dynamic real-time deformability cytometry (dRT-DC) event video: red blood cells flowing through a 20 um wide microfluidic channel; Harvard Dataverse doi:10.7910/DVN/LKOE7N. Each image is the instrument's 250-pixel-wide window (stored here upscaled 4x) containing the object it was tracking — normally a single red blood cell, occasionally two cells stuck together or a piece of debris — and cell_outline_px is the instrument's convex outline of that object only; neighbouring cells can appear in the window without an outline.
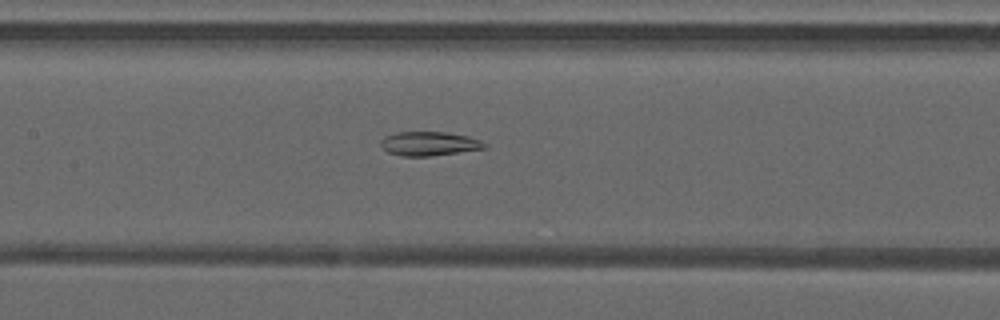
{"species": "common noctule bat (a hibernating species)", "species_latin": "Nyctalus noctula", "temperature_condition": "warm", "stored_images_in_passage": 41, "camera_frame_rate_fps": 3000, "um_per_image_px": 0.085, "animal": {"sex": "male", "forearm_length_mm": 52.5}, "frame": {"image": 1, "passage_image": 21, "time_ms": 6.667, "image_size_px": [1000, 320], "cell_outline_px": [[488, 148], [432, 156], [400, 156], [388, 152], [380, 144], [380, 140], [384, 136], [396, 132], [444, 132], [468, 136], [480, 140], [488, 144]], "centroid_in_image_um": [36.49, 12.21], "position_along_channel_um": 170.9, "area_um2": 14.68}}
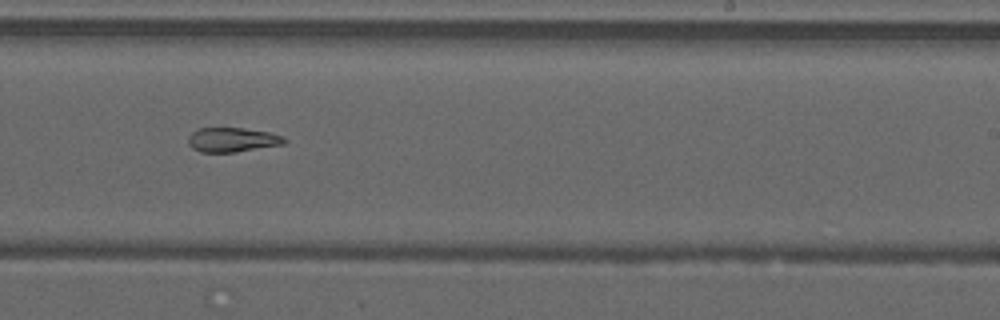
{"frame": {"image": 2, "passage_image": 28, "time_ms": 9.0, "image_size_px": [1000, 320], "cell_outline_px": [[288, 140], [284, 144], [236, 152], [200, 152], [192, 148], [188, 144], [188, 136], [196, 128], [244, 128], [272, 132], [284, 136]], "centroid_in_image_um": [19.76, 11.87], "position_along_channel_um": 269.2, "area_um2": 13.93}}
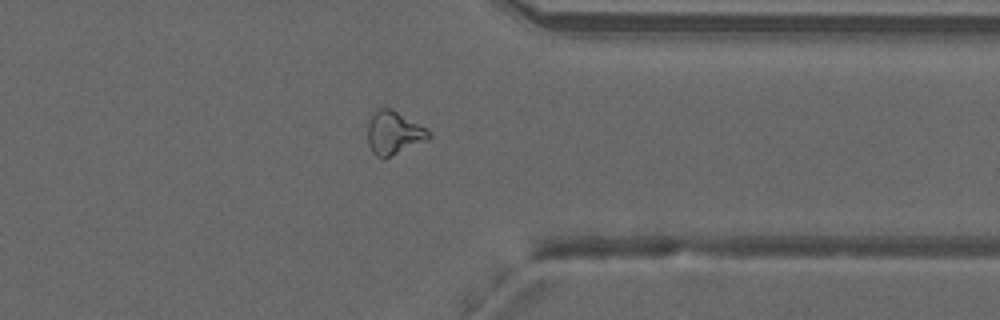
{"frame": {"image": 3, "passage_image": 36, "time_ms": 11.667, "image_size_px": [1000, 320], "cell_outline_px": [[432, 136], [428, 140], [384, 160], [380, 160], [372, 152], [368, 144], [368, 120], [372, 112], [376, 108], [392, 108], [424, 128]], "centroid_in_image_um": [33.42, 11.32], "position_along_channel_um": 378.0, "area_um2": 15.66}}